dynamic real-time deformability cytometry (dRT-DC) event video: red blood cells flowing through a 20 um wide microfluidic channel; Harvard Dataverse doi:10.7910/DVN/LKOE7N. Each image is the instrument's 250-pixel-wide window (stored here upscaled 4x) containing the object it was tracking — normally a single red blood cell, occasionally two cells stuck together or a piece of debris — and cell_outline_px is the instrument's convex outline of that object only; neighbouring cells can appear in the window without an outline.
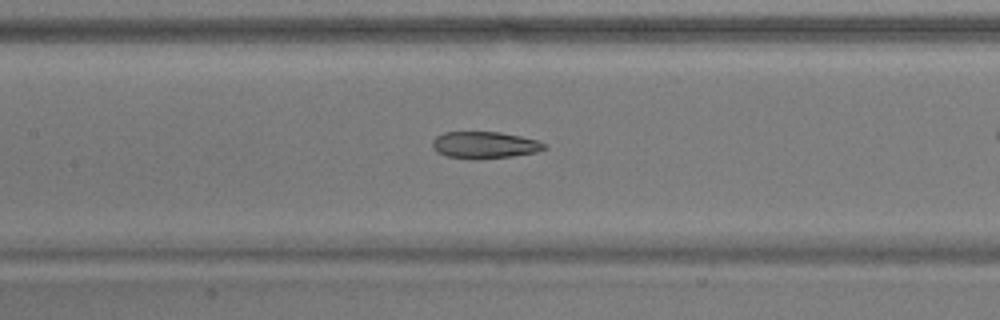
{"species": "common noctule bat (a hibernating species)", "species_latin": "Nyctalus noctula", "temperature_condition": "warm", "stored_images_in_passage": 43, "camera_frame_rate_fps": 3000, "um_per_image_px": 0.085, "animal": {"sex": "male", "body_mass_g": 17.9}, "frame": {"image": 1, "passage_image": 25, "time_ms": 8.0, "image_size_px": [1000, 320], "cell_outline_px": [[548, 148], [536, 152], [512, 156], [448, 156], [436, 152], [432, 148], [432, 140], [436, 136], [444, 132], [500, 132], [520, 136], [536, 140], [548, 144]], "centroid_in_image_um": [41.22, 12.27], "position_along_channel_um": 166.2, "area_um2": 16.76}}